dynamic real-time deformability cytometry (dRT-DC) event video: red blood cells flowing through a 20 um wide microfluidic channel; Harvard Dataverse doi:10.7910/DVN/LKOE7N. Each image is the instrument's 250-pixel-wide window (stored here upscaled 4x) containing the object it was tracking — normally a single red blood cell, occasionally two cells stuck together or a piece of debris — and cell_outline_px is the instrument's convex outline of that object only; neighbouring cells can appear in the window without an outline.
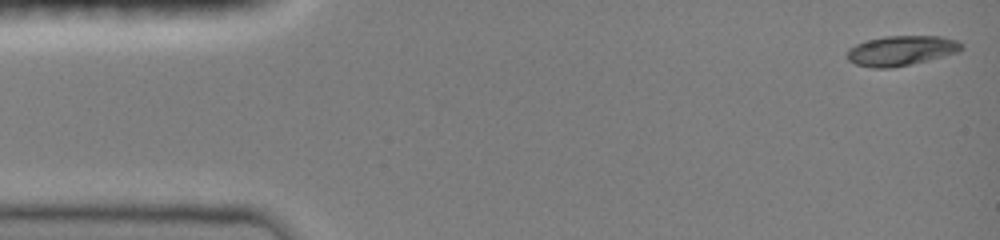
{"species": "common noctule bat (a hibernating species)", "species_latin": "Nyctalus noctula", "temperature_condition": "room temperature", "stored_images_in_passage": 14, "camera_frame_rate_fps": 3000, "um_per_image_px": 0.085, "animal": {"sex": "female", "body_mass_g": 19.0, "forearm_length_mm": 51.5}, "frame": {"image": 1, "passage_image": 1, "time_ms": 0.0, "image_size_px": [1000, 240], "cell_outline_px": [[964, 48], [960, 52], [928, 60], [892, 68], [872, 68], [856, 64], [848, 60], [848, 48], [856, 44], [868, 40], [884, 36], [940, 36], [956, 40], [964, 44]], "centroid_in_image_um": [76.64, 4.3], "position_along_channel_um": 8.4, "area_um2": 20.0}}
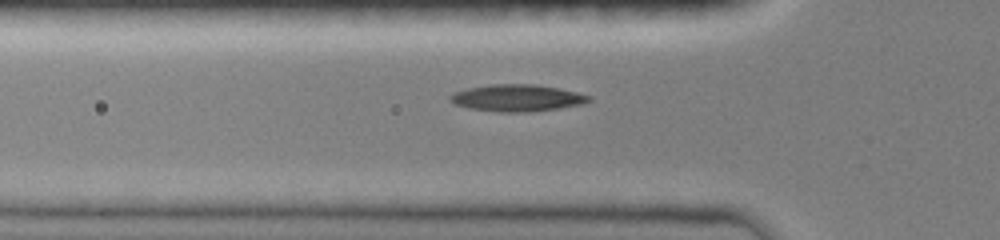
{"frame": {"image": 2, "passage_image": 10, "time_ms": 4.667, "image_size_px": [1000, 240], "cell_outline_px": [[592, 100], [584, 104], [560, 108], [528, 112], [500, 112], [468, 108], [456, 104], [448, 100], [448, 96], [452, 92], [468, 88], [492, 84], [536, 84], [560, 88], [592, 96]], "centroid_in_image_um": [43.96, 8.32], "position_along_channel_um": 81.8, "area_um2": 21.96}}
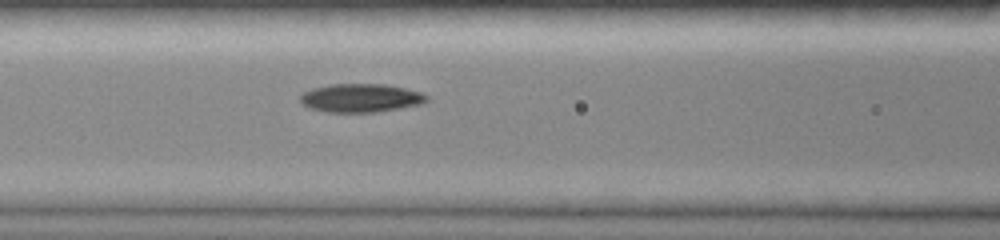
{"frame": {"image": 3, "passage_image": 14, "time_ms": 6.0, "image_size_px": [1000, 240], "cell_outline_px": [[428, 100], [424, 104], [376, 112], [324, 112], [308, 108], [300, 100], [300, 96], [304, 92], [312, 88], [332, 84], [384, 84], [404, 88], [420, 92], [428, 96]], "centroid_in_image_um": [30.67, 8.33], "position_along_channel_um": 135.9, "area_um2": 21.04}}